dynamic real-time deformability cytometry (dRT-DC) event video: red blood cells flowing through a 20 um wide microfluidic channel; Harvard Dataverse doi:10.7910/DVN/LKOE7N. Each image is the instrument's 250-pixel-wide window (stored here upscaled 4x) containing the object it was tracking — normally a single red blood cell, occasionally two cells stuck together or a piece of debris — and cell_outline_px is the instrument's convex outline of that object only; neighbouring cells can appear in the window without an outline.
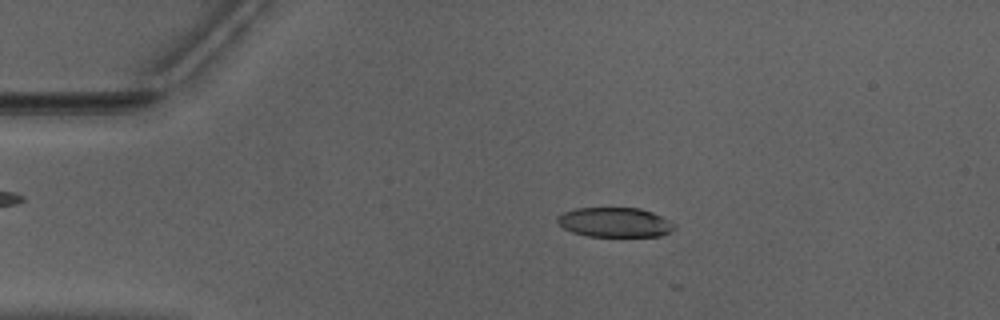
{"species": "Egyptian fruit bat (a non-hibernating species)", "species_latin": "Rousettus aegyptiacus", "temperature_condition": "warm", "stored_images_in_passage": 11, "camera_frame_rate_fps": 3000, "um_per_image_px": 0.085, "animal": {"sex": "male"}, "frame": {"image": 1, "passage_image": 10, "time_ms": 3.0, "image_size_px": [1000, 320], "cell_outline_px": [[676, 228], [660, 236], [588, 236], [572, 232], [564, 228], [556, 220], [564, 212], [576, 208], [640, 208], [652, 212], [676, 224]], "centroid_in_image_um": [52.28, 18.9], "position_along_channel_um": 32.7, "area_um2": 20.0}}